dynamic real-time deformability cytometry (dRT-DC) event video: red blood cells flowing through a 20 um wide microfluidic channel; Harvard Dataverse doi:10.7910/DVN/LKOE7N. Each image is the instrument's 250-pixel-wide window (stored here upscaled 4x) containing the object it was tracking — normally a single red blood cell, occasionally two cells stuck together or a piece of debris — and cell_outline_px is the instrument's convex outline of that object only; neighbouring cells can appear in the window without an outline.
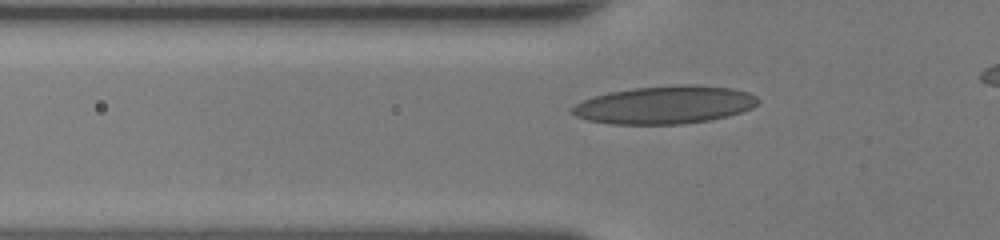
{"species": "human", "species_latin": "Homo sapiens", "temperature_condition": "room temperature", "stored_images_in_passage": 33, "camera_frame_rate_fps": 3000, "um_per_image_px": 0.085, "donor": {"sex": "female"}, "frame": {"image": 1, "passage_image": 6, "time_ms": 1.667, "image_size_px": [1000, 240], "cell_outline_px": [[760, 100], [752, 108], [728, 116], [708, 120], [684, 124], [612, 124], [588, 120], [576, 116], [572, 112], [572, 108], [576, 104], [592, 96], [608, 92], [632, 88], [680, 84], [696, 84], [732, 88], [748, 92], [756, 96]], "centroid_in_image_um": [56.53, 8.9], "position_along_channel_um": 69.3, "area_um2": 41.15}}
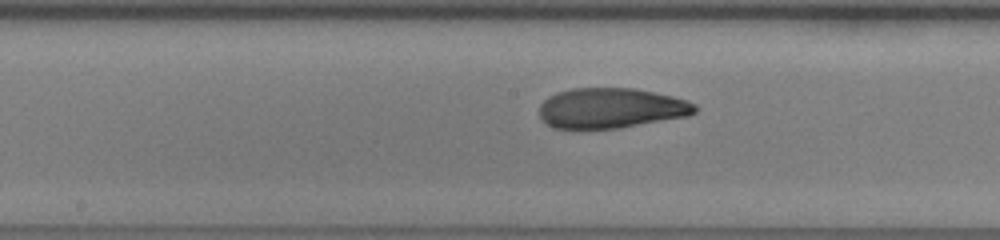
{"frame": {"image": 2, "passage_image": 15, "time_ms": 4.667, "image_size_px": [1000, 240], "cell_outline_px": [[696, 112], [688, 116], [616, 128], [552, 128], [540, 116], [540, 104], [548, 96], [556, 92], [572, 88], [632, 88], [672, 96], [688, 100], [696, 104]], "centroid_in_image_um": [51.93, 9.18], "position_along_channel_um": 196.3, "area_um2": 36.24}}
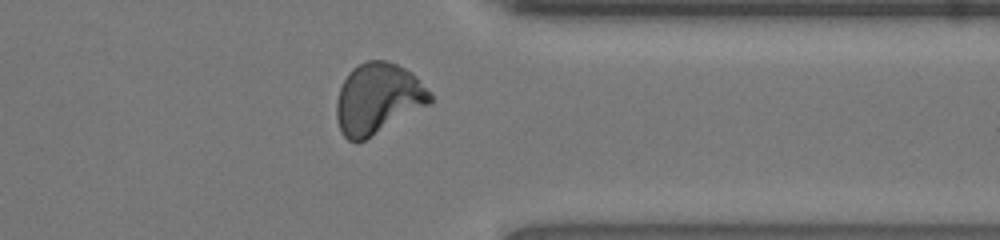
{"frame": {"image": 3, "passage_image": 28, "time_ms": 9.0, "image_size_px": [1000, 240], "cell_outline_px": [[432, 100], [428, 104], [364, 140], [348, 140], [340, 132], [336, 120], [336, 100], [340, 88], [348, 72], [352, 68], [368, 60], [384, 60], [396, 64], [412, 72], [416, 76], [432, 96]], "centroid_in_image_um": [32.07, 8.36], "position_along_channel_um": 379.3, "area_um2": 38.03}}